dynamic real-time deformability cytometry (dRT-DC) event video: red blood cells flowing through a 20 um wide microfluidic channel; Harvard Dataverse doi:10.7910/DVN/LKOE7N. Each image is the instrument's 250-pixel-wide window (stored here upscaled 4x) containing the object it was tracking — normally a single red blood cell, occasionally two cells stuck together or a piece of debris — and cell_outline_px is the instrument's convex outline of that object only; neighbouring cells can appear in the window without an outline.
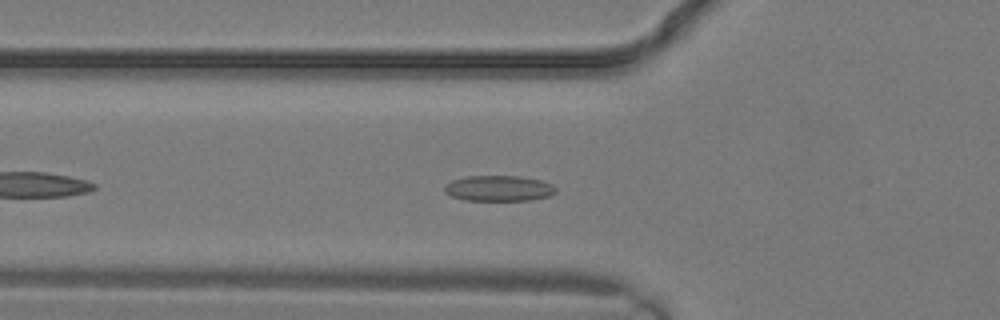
{"species": "common noctule bat (a hibernating species)", "species_latin": "Nyctalus noctula", "temperature_condition": "warm", "stored_images_in_passage": 9, "camera_frame_rate_fps": 3000, "um_per_image_px": 0.085, "animal": {"sex": "male", "body_mass_g": 19.2, "forearm_length_mm": 51.8}, "frame": {"image": 1, "passage_image": 2, "time_ms": 0.333, "image_size_px": [1000, 320], "cell_outline_px": [[556, 192], [548, 196], [528, 200], [464, 200], [452, 196], [444, 192], [444, 184], [452, 180], [468, 176], [516, 176], [540, 180], [552, 184], [556, 188]], "centroid_in_image_um": [42.36, 16.0], "position_along_channel_um": 83.4, "area_um2": 16.53}}
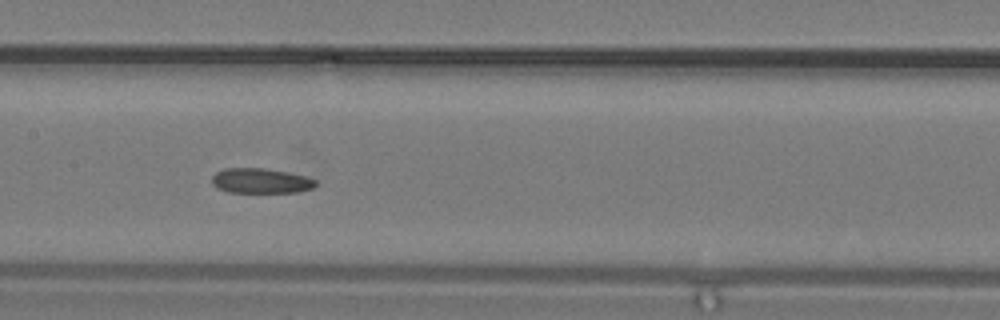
{"frame": {"image": 2, "passage_image": 6, "time_ms": 1.667, "image_size_px": [1000, 320], "cell_outline_px": [[316, 184], [312, 188], [296, 192], [228, 192], [212, 184], [212, 176], [216, 172], [224, 168], [264, 168], [288, 172], [308, 176], [316, 180]], "centroid_in_image_um": [22.18, 15.36], "position_along_channel_um": 185.2, "area_um2": 15.09}}
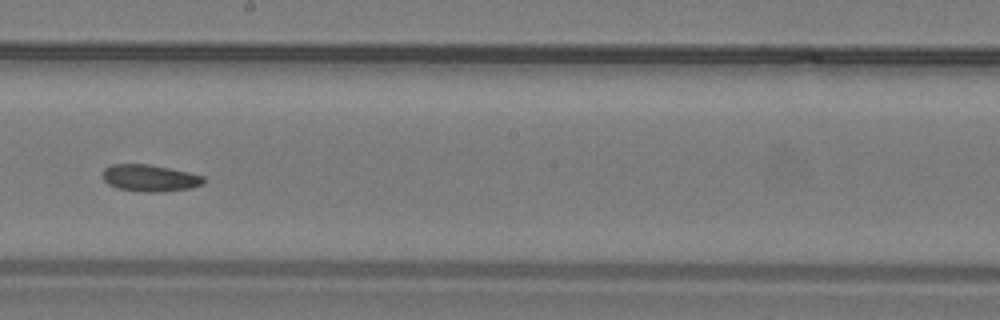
{"frame": {"image": 3, "passage_image": 8, "time_ms": 2.333, "image_size_px": [1000, 320], "cell_outline_px": [[204, 184], [192, 188], [160, 192], [144, 192], [116, 188], [108, 184], [104, 180], [104, 168], [112, 164], [148, 164], [188, 172], [204, 176]], "centroid_in_image_um": [12.75, 15.14], "position_along_channel_um": 235.5, "area_um2": 15.78}}